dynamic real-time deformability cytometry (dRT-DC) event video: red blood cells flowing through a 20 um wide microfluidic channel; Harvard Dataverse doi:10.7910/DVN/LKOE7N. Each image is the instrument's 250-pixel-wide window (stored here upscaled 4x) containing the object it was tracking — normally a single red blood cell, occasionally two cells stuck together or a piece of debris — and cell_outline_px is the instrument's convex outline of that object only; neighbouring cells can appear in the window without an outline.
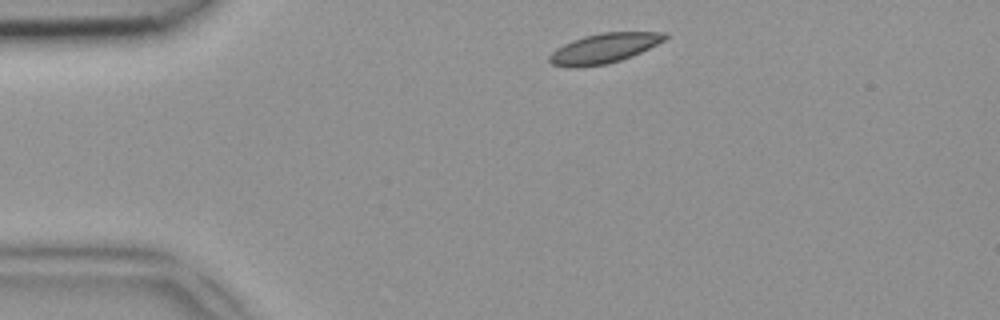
{"species": "common noctule bat (a hibernating species)", "species_latin": "Nyctalus noctula", "temperature_condition": "room temperature", "stored_images_in_passage": 40, "camera_frame_rate_fps": 3000, "um_per_image_px": 0.085, "animal": {"sex": "female", "body_mass_g": 18.4}, "frame": {"image": 1, "passage_image": 2, "time_ms": 0.333, "image_size_px": [1000, 320], "cell_outline_px": [[668, 36], [664, 40], [632, 56], [608, 64], [576, 68], [572, 68], [552, 64], [548, 60], [548, 56], [556, 48], [572, 40], [584, 36], [600, 32], [668, 32]], "centroid_in_image_um": [51.31, 4.11], "position_along_channel_um": 33.7, "area_um2": 20.11}}
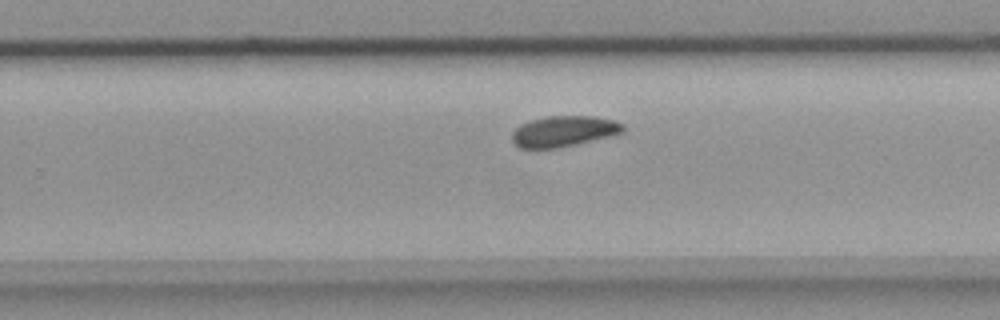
{"frame": {"image": 2, "passage_image": 23, "time_ms": 7.333, "image_size_px": [1000, 320], "cell_outline_px": [[624, 132], [612, 136], [576, 144], [556, 148], [520, 148], [512, 140], [512, 132], [520, 124], [528, 120], [548, 116], [592, 116], [612, 120], [624, 124]], "centroid_in_image_um": [47.92, 11.15], "position_along_channel_um": 281.9, "area_um2": 19.94}}
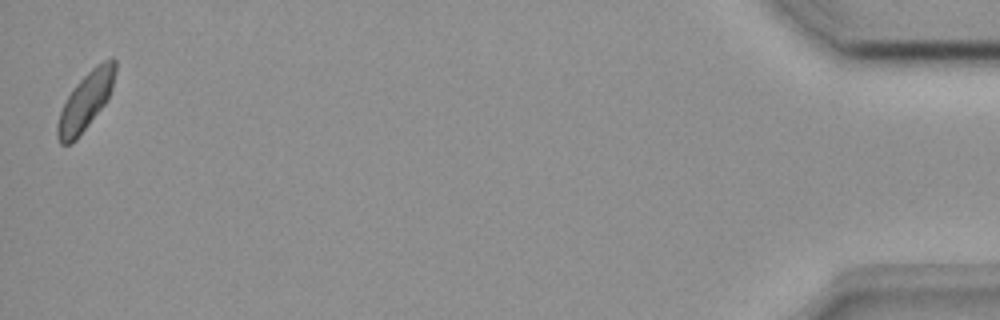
{"frame": {"image": 3, "passage_image": 40, "time_ms": 13.0, "image_size_px": [1000, 320], "cell_outline_px": [[116, 72], [112, 88], [104, 104], [76, 140], [68, 144], [60, 144], [56, 136], [56, 124], [60, 112], [72, 88], [96, 64], [112, 56], [116, 60]], "centroid_in_image_um": [7.27, 8.58], "position_along_channel_um": 427.9, "area_um2": 19.25}}